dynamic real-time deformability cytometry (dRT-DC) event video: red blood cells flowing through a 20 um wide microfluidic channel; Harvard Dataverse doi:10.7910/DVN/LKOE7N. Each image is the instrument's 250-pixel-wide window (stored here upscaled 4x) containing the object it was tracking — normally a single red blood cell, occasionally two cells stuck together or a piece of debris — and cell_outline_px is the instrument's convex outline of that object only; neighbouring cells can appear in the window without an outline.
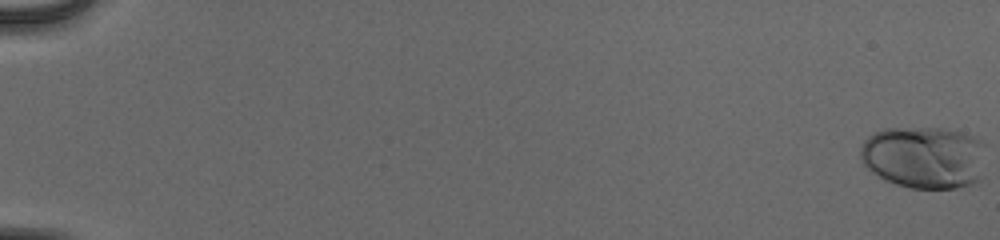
{"species": "human", "species_latin": "Homo sapiens", "temperature_condition": "cold", "stored_images_in_passage": 55, "camera_frame_rate_fps": 3000, "um_per_image_px": 0.085, "donor": {"sex": "male"}, "frame": {"image": 1, "passage_image": 1, "time_ms": 0.0, "image_size_px": [1000, 240], "cell_outline_px": [[984, 144], [980, 180], [972, 184], [956, 188], [912, 188], [896, 184], [884, 180], [872, 172], [860, 160], [860, 148], [864, 140], [872, 132], [884, 128], [940, 128], [960, 132], [976, 136]], "centroid_in_image_um": [78.52, 13.36], "position_along_channel_um": 6.5, "area_um2": 45.95}}
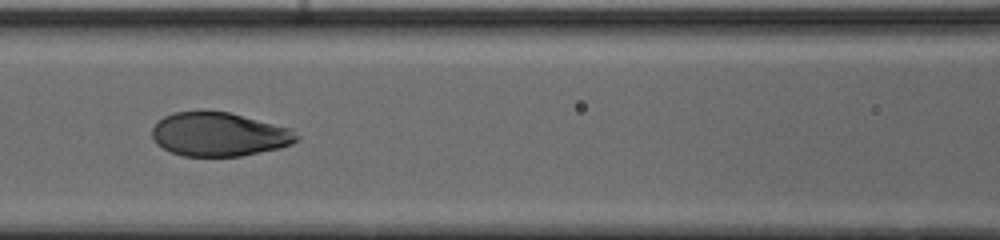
{"frame": {"image": 2, "passage_image": 28, "time_ms": 9.0, "image_size_px": [1000, 240], "cell_outline_px": [[300, 140], [292, 144], [280, 148], [240, 156], [184, 156], [172, 152], [156, 144], [152, 140], [152, 128], [156, 120], [172, 112], [228, 112], [288, 128], [300, 136]], "centroid_in_image_um": [18.59, 11.43], "position_along_channel_um": 148.0, "area_um2": 36.7}}
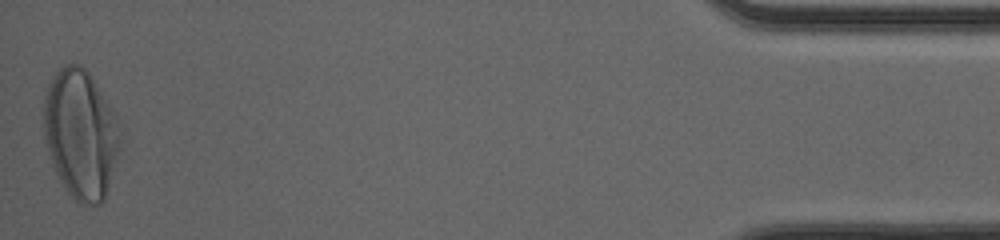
{"frame": {"image": 3, "passage_image": 55, "time_ms": 18.0, "image_size_px": [1000, 240], "cell_outline_px": [[120, 144], [104, 200], [100, 204], [80, 204], [68, 192], [60, 180], [52, 164], [44, 140], [44, 96], [48, 84], [52, 76], [60, 68], [68, 64], [80, 64], [88, 72], [108, 104], [116, 120], [120, 140]], "centroid_in_image_um": [6.81, 11.39], "position_along_channel_um": 428.4, "area_um2": 56.53}, "authors_computed_cell_mechanics": {"area_um2": 39.2462, "velocity_mm_per_s": 3.9799, "shape_relaxation_time_tau1_ms": 3.4631, "shape_relaxation_time_tau2_ms": null, "deformation_change_tau1": 0.1887, "deformation_change_tau2": null}}